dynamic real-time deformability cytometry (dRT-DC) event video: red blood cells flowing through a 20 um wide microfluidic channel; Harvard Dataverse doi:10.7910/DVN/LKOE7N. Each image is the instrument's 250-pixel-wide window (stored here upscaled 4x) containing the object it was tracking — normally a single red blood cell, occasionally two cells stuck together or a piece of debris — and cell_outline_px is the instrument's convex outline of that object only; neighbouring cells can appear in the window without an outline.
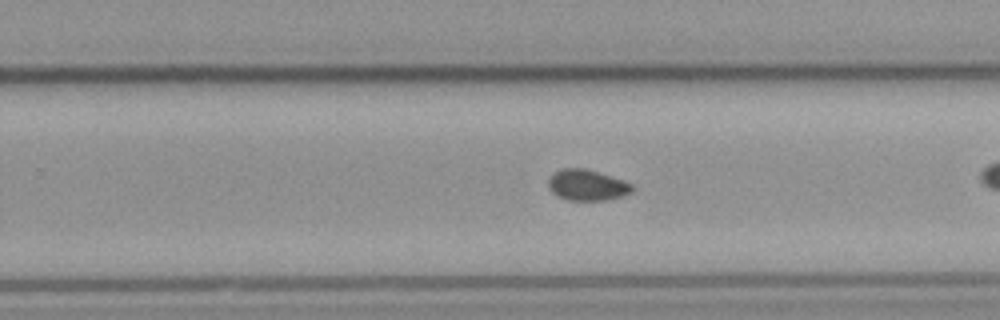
{"species": "common noctule bat (a hibernating species)", "species_latin": "Nyctalus noctula", "temperature_condition": "cold", "stored_images_in_passage": 31, "camera_frame_rate_fps": 3000, "um_per_image_px": 0.085, "animal": {"sex": "male", "body_mass_g": 23.1, "forearm_length_mm": 52.7}, "frame": {"image": 1, "passage_image": 22, "time_ms": 7.0, "image_size_px": [1000, 320], "cell_outline_px": [[632, 192], [620, 196], [604, 200], [568, 200], [556, 196], [548, 188], [548, 180], [556, 172], [564, 168], [584, 168], [624, 180], [632, 184]], "centroid_in_image_um": [49.88, 15.74], "position_along_channel_um": 279.9, "area_um2": 14.91}}